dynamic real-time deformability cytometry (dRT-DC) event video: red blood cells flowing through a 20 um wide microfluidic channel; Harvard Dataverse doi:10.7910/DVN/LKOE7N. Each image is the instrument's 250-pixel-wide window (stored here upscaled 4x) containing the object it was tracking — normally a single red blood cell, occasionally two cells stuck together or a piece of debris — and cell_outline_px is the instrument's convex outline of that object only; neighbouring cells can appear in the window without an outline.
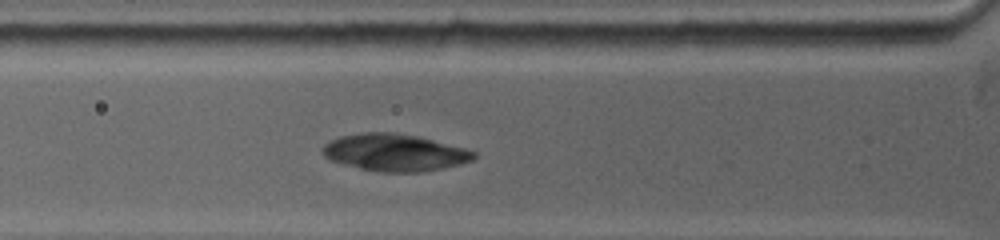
{"species": "common noctule bat (a hibernating species)", "species_latin": "Nyctalus noctula", "temperature_condition": "warm", "stored_images_in_passage": 27, "camera_frame_rate_fps": 5000, "um_per_image_px": 0.085, "animal": {"sex": "female", "body_mass_g": 19.0, "forearm_length_mm": 53.3}, "frame": {"image": 1, "passage_image": 6, "time_ms": 2.4, "image_size_px": [1000, 240], "cell_outline_px": [[476, 156], [472, 160], [460, 164], [444, 168], [420, 172], [380, 172], [360, 168], [344, 164], [332, 160], [324, 156], [320, 148], [324, 144], [340, 136], [360, 132], [396, 132], [416, 136], [464, 148], [476, 152]], "centroid_in_image_um": [33.52, 12.96], "position_along_channel_um": 92.3, "area_um2": 32.6}}
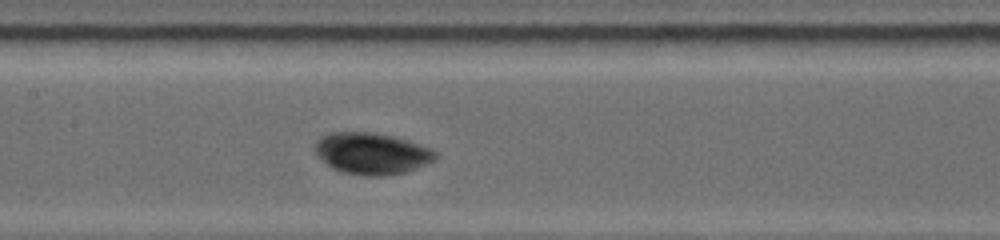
{"frame": {"image": 2, "passage_image": 12, "time_ms": 4.6, "image_size_px": [1000, 240], "cell_outline_px": [[440, 156], [436, 160], [416, 168], [404, 172], [384, 176], [364, 176], [340, 172], [332, 168], [316, 156], [316, 140], [332, 132], [372, 132], [396, 136], [408, 140], [440, 152]], "centroid_in_image_um": [31.64, 13.05], "position_along_channel_um": 175.8, "area_um2": 29.48}}
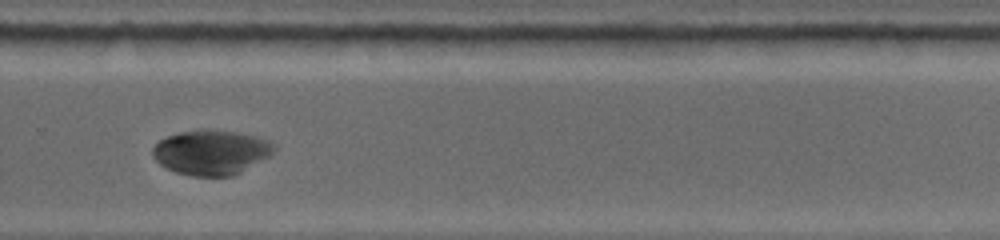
{"frame": {"image": 3, "passage_image": 22, "time_ms": 8.2, "image_size_px": [1000, 240], "cell_outline_px": [[276, 148], [268, 156], [240, 172], [232, 176], [192, 176], [176, 172], [160, 164], [152, 156], [152, 148], [160, 140], [168, 136], [180, 132], [200, 128], [208, 128], [240, 132], [256, 136], [268, 140]], "centroid_in_image_um": [17.93, 12.92], "position_along_channel_um": 311.9, "area_um2": 31.73}}